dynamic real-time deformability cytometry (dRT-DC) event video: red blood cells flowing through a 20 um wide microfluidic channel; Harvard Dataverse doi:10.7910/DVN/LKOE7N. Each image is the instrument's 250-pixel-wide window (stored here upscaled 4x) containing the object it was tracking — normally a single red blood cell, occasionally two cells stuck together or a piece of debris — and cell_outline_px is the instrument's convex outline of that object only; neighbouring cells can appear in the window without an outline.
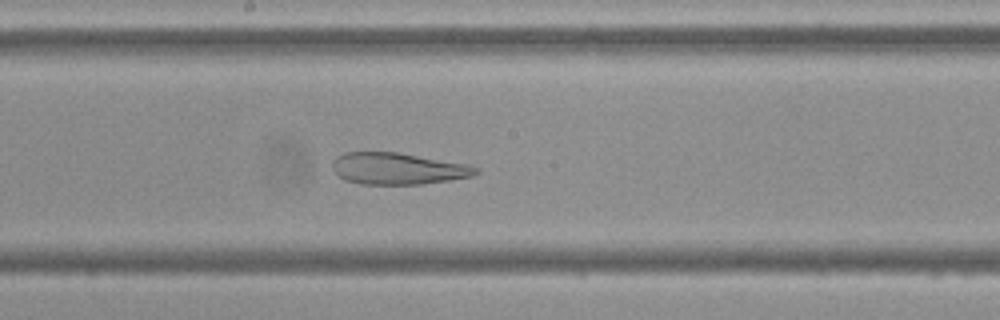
{"species": "Egyptian fruit bat (a non-hibernating species)", "species_latin": "Rousettus aegyptiacus", "temperature_condition": "cold", "stored_images_in_passage": 54, "camera_frame_rate_fps": 3000, "um_per_image_px": 0.085, "frame": {"image": 1, "passage_image": 28, "time_ms": 9.0, "image_size_px": [1000, 320], "cell_outline_px": [[480, 172], [472, 176], [448, 180], [420, 184], [360, 184], [344, 180], [332, 168], [332, 160], [336, 156], [344, 152], [396, 152], [468, 164], [480, 168]], "centroid_in_image_um": [33.81, 14.33], "position_along_channel_um": 214.4, "area_um2": 26.47}}
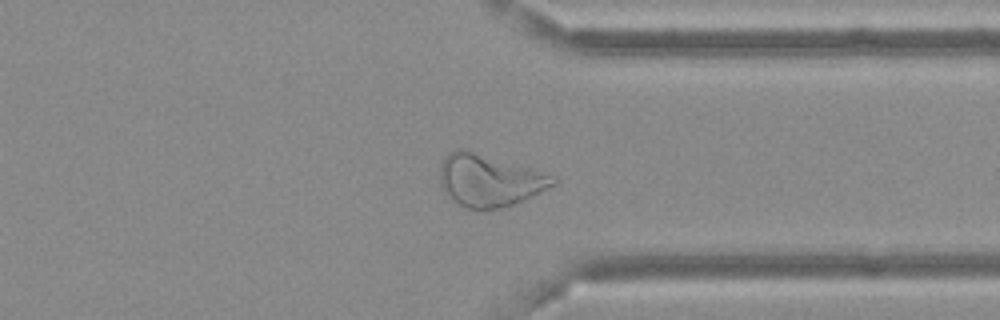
{"frame": {"image": 2, "passage_image": 41, "time_ms": 13.333, "image_size_px": [1000, 320], "cell_outline_px": [[560, 180], [556, 184], [504, 208], [484, 212], [464, 208], [452, 200], [448, 196], [440, 180], [440, 168], [444, 156], [448, 152], [456, 148], [468, 148], [556, 176]], "centroid_in_image_um": [41.58, 15.33], "position_along_channel_um": 369.8, "area_um2": 35.08}}
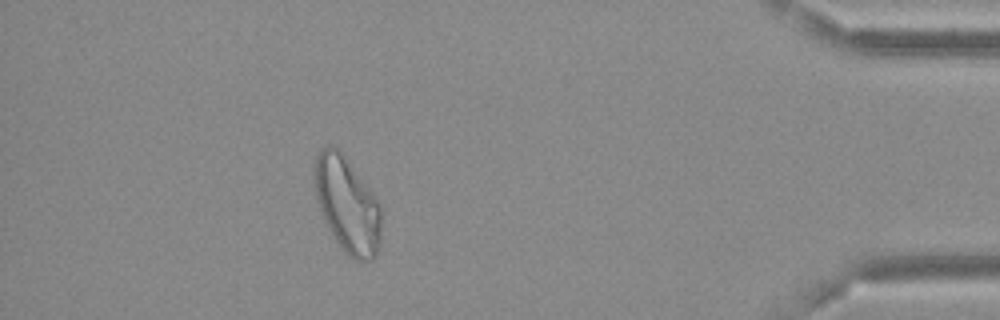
{"frame": {"image": 3, "passage_image": 48, "time_ms": 15.667, "image_size_px": [1000, 320], "cell_outline_px": [[380, 244], [376, 256], [372, 260], [352, 260], [340, 248], [316, 200], [312, 160], [320, 148], [328, 144], [332, 144], [344, 156], [372, 192], [380, 204]], "centroid_in_image_um": [29.49, 17.38], "position_along_channel_um": 405.7, "area_um2": 37.17}}